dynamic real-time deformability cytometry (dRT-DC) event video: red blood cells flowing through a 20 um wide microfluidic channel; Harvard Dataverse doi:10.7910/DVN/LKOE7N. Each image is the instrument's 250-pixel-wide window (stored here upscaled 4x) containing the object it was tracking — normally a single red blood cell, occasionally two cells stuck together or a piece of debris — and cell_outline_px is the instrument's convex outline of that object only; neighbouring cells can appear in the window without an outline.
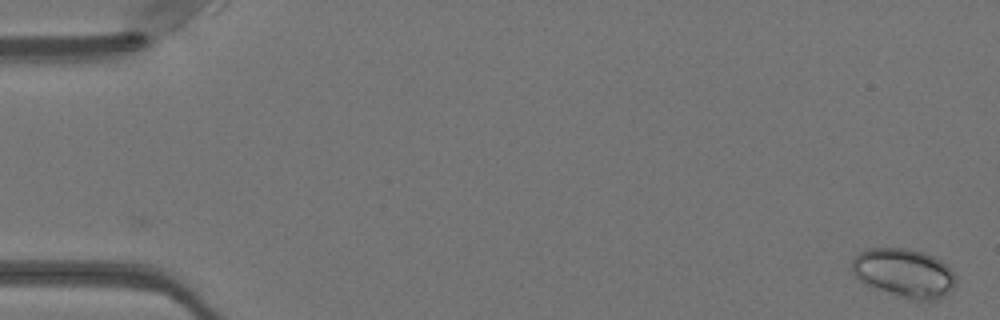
{"species": "Egyptian fruit bat (a non-hibernating species)", "species_latin": "Rousettus aegyptiacus", "temperature_condition": "warm", "stored_images_in_passage": 5, "camera_frame_rate_fps": 3000, "um_per_image_px": 0.085, "animal": {"sex": "female"}, "frame": {"image": 1, "passage_image": 1, "time_ms": 0.0, "image_size_px": [1000, 320], "cell_outline_px": [[956, 284], [944, 296], [936, 300], [908, 300], [872, 288], [864, 284], [852, 272], [852, 260], [860, 252], [872, 248], [908, 248], [924, 252], [940, 260], [956, 276]], "centroid_in_image_um": [76.84, 23.23], "position_along_channel_um": 8.2, "area_um2": 29.71}}